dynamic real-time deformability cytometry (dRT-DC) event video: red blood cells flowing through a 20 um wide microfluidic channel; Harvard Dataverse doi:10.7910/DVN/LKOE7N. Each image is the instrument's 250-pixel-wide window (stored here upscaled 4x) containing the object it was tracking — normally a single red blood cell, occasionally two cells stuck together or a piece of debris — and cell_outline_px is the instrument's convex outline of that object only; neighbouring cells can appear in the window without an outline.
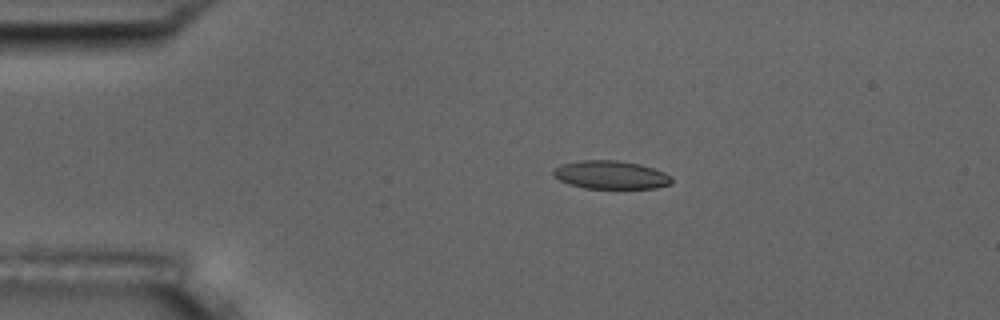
{"species": "common noctule bat (a hibernating species)", "species_latin": "Nyctalus noctula", "temperature_condition": "room temperature", "stored_images_in_passage": 6, "camera_frame_rate_fps": 3000, "um_per_image_px": 0.085, "animal": {"sex": "male", "body_mass_g": 17.5, "forearm_length_mm": 52.3}, "frame": {"image": 1, "passage_image": 3, "time_ms": 3.333, "image_size_px": [1000, 320], "cell_outline_px": [[672, 184], [656, 188], [584, 188], [568, 184], [552, 176], [552, 172], [560, 164], [580, 160], [616, 160], [640, 164], [664, 172], [672, 176]], "centroid_in_image_um": [51.91, 14.86], "position_along_channel_um": 33.1, "area_um2": 19.59}}
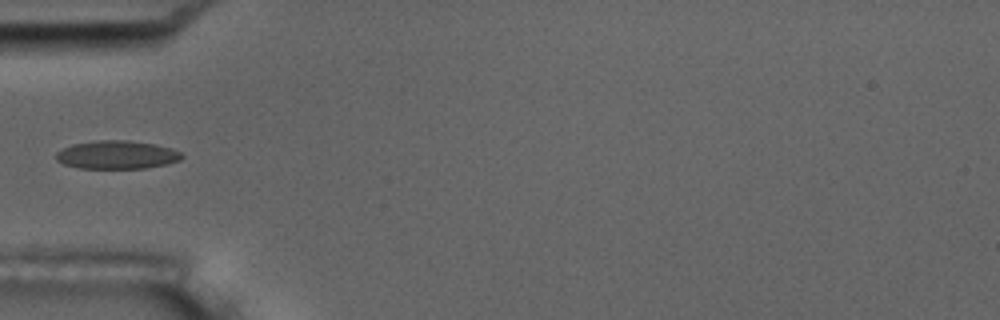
{"frame": {"image": 2, "passage_image": 5, "time_ms": 5.667, "image_size_px": [1000, 320], "cell_outline_px": [[184, 156], [180, 160], [164, 164], [144, 168], [80, 168], [64, 164], [56, 160], [56, 152], [72, 144], [96, 140], [128, 140], [156, 144], [172, 148], [180, 152]], "centroid_in_image_um": [9.93, 13.15], "position_along_channel_um": 75.1, "area_um2": 20.69}}